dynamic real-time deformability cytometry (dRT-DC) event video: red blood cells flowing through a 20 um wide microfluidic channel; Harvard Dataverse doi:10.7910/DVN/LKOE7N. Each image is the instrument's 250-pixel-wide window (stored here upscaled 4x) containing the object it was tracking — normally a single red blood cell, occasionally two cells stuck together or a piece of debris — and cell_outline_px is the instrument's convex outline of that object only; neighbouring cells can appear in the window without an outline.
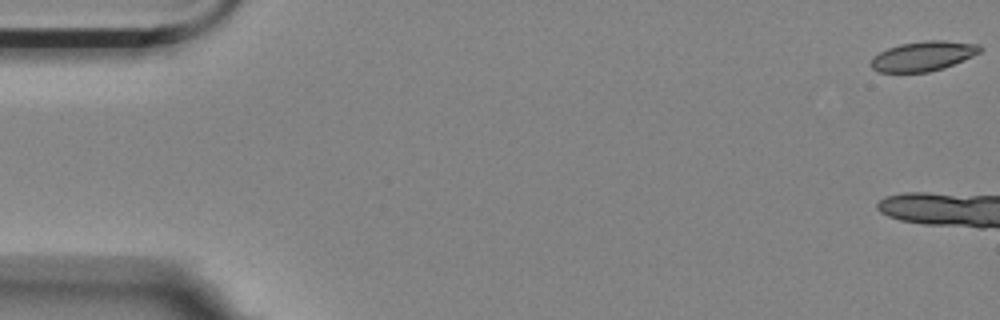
{"species": "Egyptian fruit bat (a non-hibernating species)", "species_latin": "Rousettus aegyptiacus", "temperature_condition": "room temperature", "stored_images_in_passage": 4, "camera_frame_rate_fps": 3000, "um_per_image_px": 0.085, "animal": {"sex": "female"}, "frame": {"image": 1, "passage_image": 1, "time_ms": 0.0, "image_size_px": [1000, 320], "cell_outline_px": [[984, 48], [980, 52], [972, 56], [944, 68], [928, 72], [876, 72], [868, 64], [872, 56], [888, 48], [900, 44], [924, 40], [944, 40], [980, 44]], "centroid_in_image_um": [78.45, 4.76], "position_along_channel_um": 6.6, "area_um2": 19.13}}